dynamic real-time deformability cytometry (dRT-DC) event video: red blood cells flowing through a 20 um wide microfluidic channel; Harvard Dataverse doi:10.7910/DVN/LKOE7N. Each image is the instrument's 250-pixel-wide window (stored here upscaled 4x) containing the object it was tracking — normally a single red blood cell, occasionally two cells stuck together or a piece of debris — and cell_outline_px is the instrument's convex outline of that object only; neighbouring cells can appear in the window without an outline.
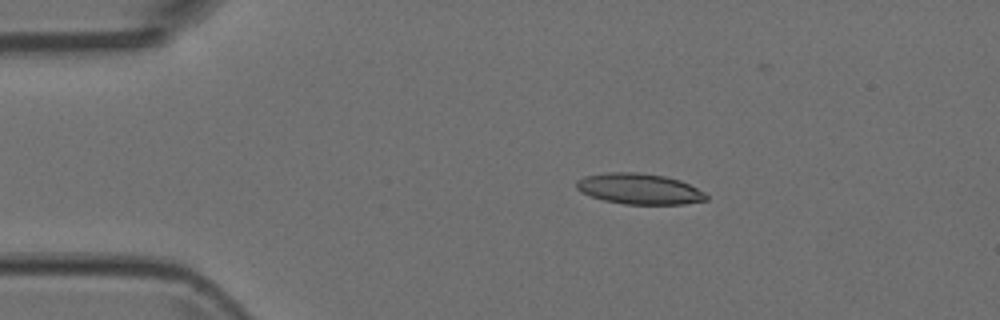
{"species": "Egyptian fruit bat (a non-hibernating species)", "species_latin": "Rousettus aegyptiacus", "temperature_condition": "room temperature", "stored_images_in_passage": 4, "camera_frame_rate_fps": 3000, "um_per_image_px": 0.085, "animal": {"sex": "female"}, "frame": {"image": 1, "passage_image": 3, "time_ms": 0.667, "image_size_px": [1000, 320], "cell_outline_px": [[708, 200], [684, 204], [624, 204], [604, 200], [580, 192], [576, 188], [576, 180], [584, 176], [608, 172], [636, 172], [664, 176], [680, 180], [704, 192], [708, 196]], "centroid_in_image_um": [54.33, 16.05], "position_along_channel_um": 30.7, "area_um2": 23.24}}